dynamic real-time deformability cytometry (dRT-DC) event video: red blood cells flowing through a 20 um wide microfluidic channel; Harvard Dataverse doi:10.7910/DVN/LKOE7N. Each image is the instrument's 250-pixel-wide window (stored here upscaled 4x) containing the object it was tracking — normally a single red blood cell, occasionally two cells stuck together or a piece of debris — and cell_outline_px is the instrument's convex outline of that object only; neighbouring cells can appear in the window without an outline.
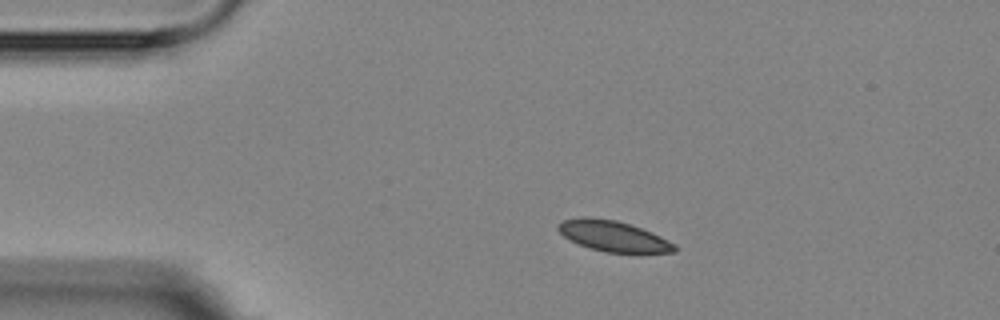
{"species": "Egyptian fruit bat (a non-hibernating species)", "species_latin": "Rousettus aegyptiacus", "temperature_condition": "room temperature", "stored_images_in_passage": 2, "camera_frame_rate_fps": 3000, "um_per_image_px": 0.085, "animal": {"sex": "female"}, "frame": {"image": 1, "passage_image": 1, "time_ms": 0.0, "image_size_px": [1000, 320], "cell_outline_px": [[676, 252], [640, 256], [604, 252], [568, 240], [556, 228], [556, 224], [564, 220], [584, 216], [588, 216], [616, 220], [652, 232], [676, 244]], "centroid_in_image_um": [52.2, 20.12], "position_along_channel_um": 32.8, "area_um2": 21.68}}